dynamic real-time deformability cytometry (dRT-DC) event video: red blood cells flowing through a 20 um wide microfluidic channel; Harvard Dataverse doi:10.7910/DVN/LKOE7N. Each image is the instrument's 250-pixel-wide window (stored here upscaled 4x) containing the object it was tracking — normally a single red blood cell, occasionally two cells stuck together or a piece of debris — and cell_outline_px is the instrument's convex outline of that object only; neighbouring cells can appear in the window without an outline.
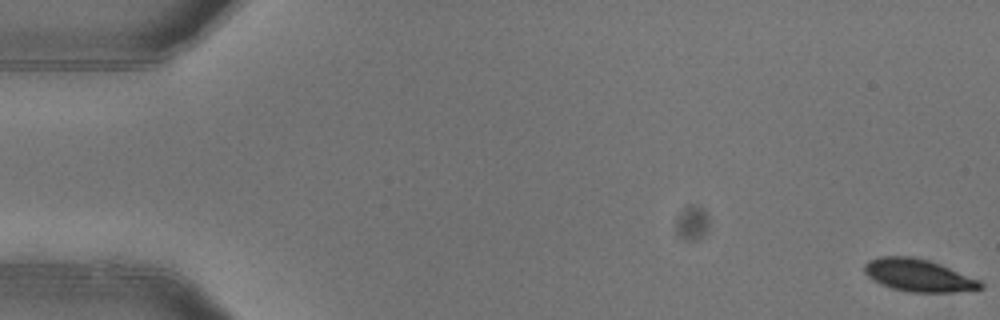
{"species": "common noctule bat (a hibernating species)", "species_latin": "Nyctalus noctula", "temperature_condition": "warm", "stored_images_in_passage": 5, "camera_frame_rate_fps": 3000, "um_per_image_px": 0.085, "animal": {"sex": "female"}, "frame": {"image": 1, "passage_image": 1, "time_ms": 0.0, "image_size_px": [1000, 320], "cell_outline_px": [[984, 288], [956, 292], [908, 292], [892, 288], [880, 284], [868, 276], [864, 272], [864, 264], [868, 260], [880, 256], [908, 256], [928, 260], [940, 264], [980, 280], [984, 284]], "centroid_in_image_um": [78.07, 23.4], "position_along_channel_um": 6.9, "area_um2": 21.96}}